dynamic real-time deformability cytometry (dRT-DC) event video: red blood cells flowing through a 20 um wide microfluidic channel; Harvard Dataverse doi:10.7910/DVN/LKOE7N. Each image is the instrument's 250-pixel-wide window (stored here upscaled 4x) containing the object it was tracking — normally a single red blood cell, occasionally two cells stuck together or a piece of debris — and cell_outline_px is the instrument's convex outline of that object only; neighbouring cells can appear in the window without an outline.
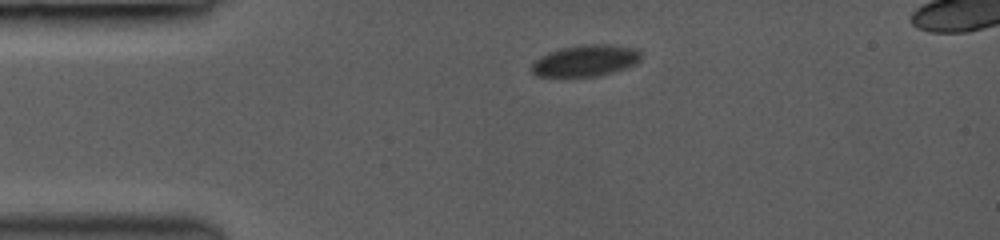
{"species": "common noctule bat (a hibernating species)", "species_latin": "Nyctalus noctula", "temperature_condition": "room temperature", "stored_images_in_passage": 17, "camera_frame_rate_fps": 3000, "um_per_image_px": 0.085, "animal": {"sex": "female", "body_mass_g": 19.0, "forearm_length_mm": 53.3}, "frame": {"image": 1, "passage_image": 1, "time_ms": 0.0, "image_size_px": [1000, 240], "cell_outline_px": [[640, 60], [636, 64], [612, 72], [596, 76], [536, 76], [532, 72], [532, 64], [540, 56], [548, 52], [560, 48], [588, 44], [608, 44], [636, 48], [640, 52]], "centroid_in_image_um": [49.77, 5.14], "position_along_channel_um": 35.2, "area_um2": 19.88}}
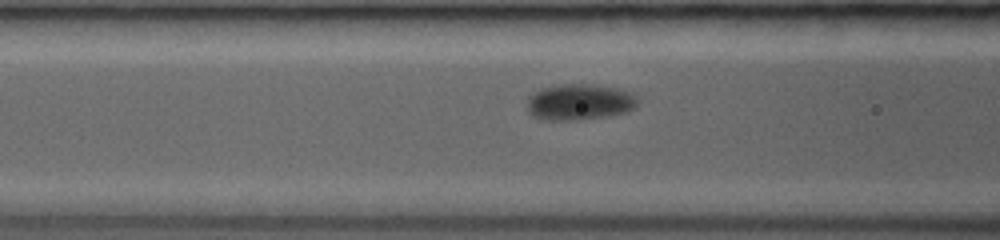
{"frame": {"image": 2, "passage_image": 8, "time_ms": 3.0, "image_size_px": [1000, 240], "cell_outline_px": [[640, 100], [628, 112], [608, 116], [576, 120], [544, 120], [532, 116], [528, 112], [528, 96], [540, 88], [560, 84], [592, 84], [616, 88], [632, 92]], "centroid_in_image_um": [49.25, 8.67], "position_along_channel_um": 117.3, "area_um2": 23.52}}
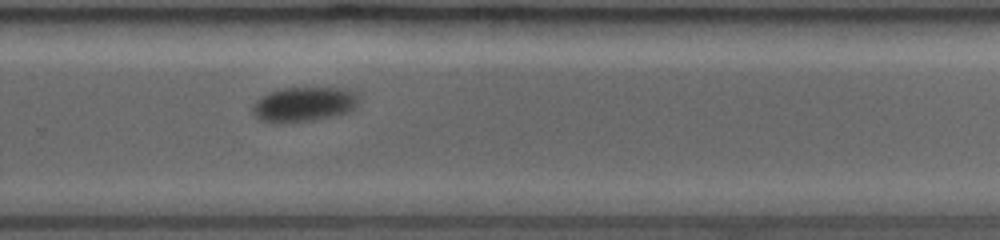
{"frame": {"image": 3, "passage_image": 17, "time_ms": 7.667, "image_size_px": [1000, 240], "cell_outline_px": [[360, 108], [352, 112], [336, 116], [316, 120], [260, 120], [252, 112], [252, 104], [260, 96], [268, 92], [280, 88], [348, 88], [356, 92], [360, 100]], "centroid_in_image_um": [25.96, 8.82], "position_along_channel_um": 303.8, "area_um2": 21.62}}